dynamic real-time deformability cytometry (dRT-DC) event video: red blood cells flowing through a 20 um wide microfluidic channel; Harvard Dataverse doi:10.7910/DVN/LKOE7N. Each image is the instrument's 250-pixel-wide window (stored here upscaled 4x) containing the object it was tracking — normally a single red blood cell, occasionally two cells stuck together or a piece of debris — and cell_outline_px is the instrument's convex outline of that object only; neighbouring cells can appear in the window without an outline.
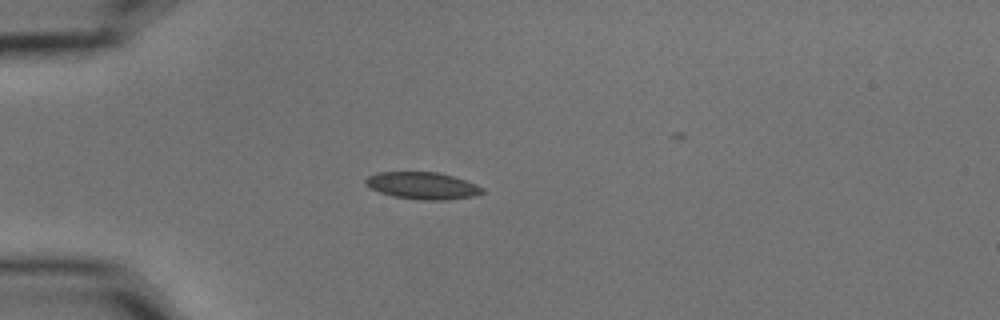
{"species": "common noctule bat (a hibernating species)", "species_latin": "Nyctalus noctula", "temperature_condition": "cold", "stored_images_in_passage": 9, "camera_frame_rate_fps": 3000, "um_per_image_px": 0.085, "animal": {"sex": "male", "body_mass_g": 15.6}, "frame": {"image": 1, "passage_image": 4, "time_ms": 1.0, "image_size_px": [1000, 320], "cell_outline_px": [[484, 192], [472, 196], [444, 200], [424, 200], [392, 196], [380, 192], [364, 184], [364, 180], [368, 176], [376, 172], [440, 172], [476, 184], [484, 188]], "centroid_in_image_um": [35.89, 15.77], "position_along_channel_um": 49.1, "area_um2": 18.32}}
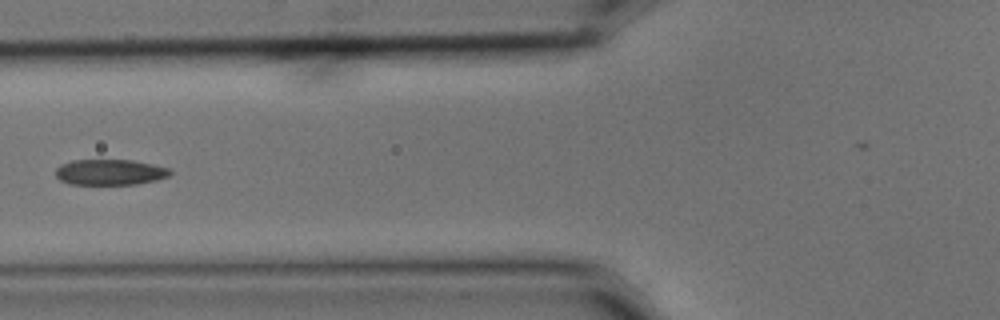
{"frame": {"image": 2, "passage_image": 6, "time_ms": 1.667, "image_size_px": [1000, 320], "cell_outline_px": [[172, 172], [168, 176], [156, 180], [136, 184], [68, 184], [60, 180], [56, 176], [56, 168], [60, 164], [72, 160], [132, 160], [172, 168]], "centroid_in_image_um": [9.35, 14.63], "position_along_channel_um": 116.5, "area_um2": 17.22}}
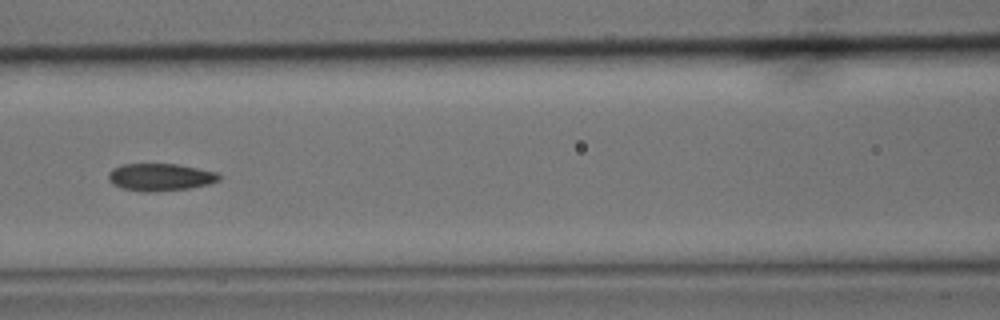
{"frame": {"image": 3, "passage_image": 7, "time_ms": 2.0, "image_size_px": [1000, 320], "cell_outline_px": [[224, 176], [220, 180], [208, 184], [188, 188], [152, 192], [140, 192], [120, 188], [112, 184], [108, 180], [108, 172], [112, 168], [120, 164], [176, 164], [216, 172]], "centroid_in_image_um": [13.58, 15.06], "position_along_channel_um": 153.0, "area_um2": 17.86}}